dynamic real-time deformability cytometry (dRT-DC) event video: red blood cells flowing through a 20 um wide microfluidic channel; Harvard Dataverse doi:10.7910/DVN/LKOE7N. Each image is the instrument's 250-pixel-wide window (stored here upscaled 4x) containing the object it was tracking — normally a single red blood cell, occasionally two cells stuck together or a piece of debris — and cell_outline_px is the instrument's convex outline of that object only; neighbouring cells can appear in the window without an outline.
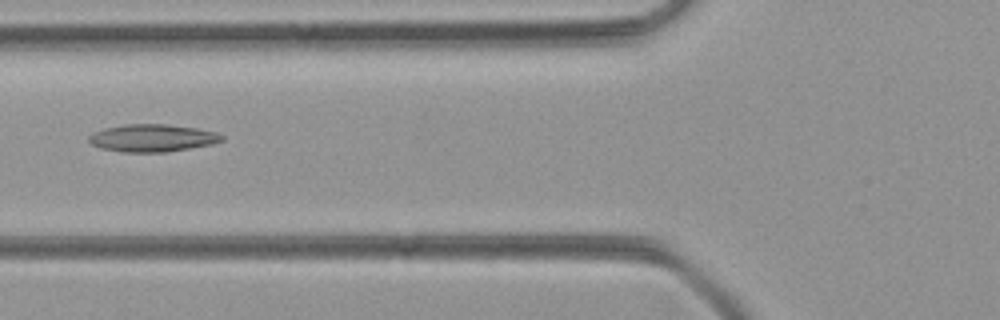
{"species": "common noctule bat (a hibernating species)", "species_latin": "Nyctalus noctula", "temperature_condition": "room temperature", "stored_images_in_passage": 38, "camera_frame_rate_fps": 3000, "um_per_image_px": 0.085, "animal": {"sex": "female", "body_mass_g": 21.9}, "frame": {"image": 1, "passage_image": 10, "time_ms": 3.0, "image_size_px": [1000, 320], "cell_outline_px": [[224, 140], [212, 144], [164, 152], [124, 152], [100, 148], [92, 144], [88, 140], [88, 136], [104, 128], [124, 124], [168, 124], [196, 128], [216, 132], [224, 136]], "centroid_in_image_um": [12.95, 11.72], "position_along_channel_um": 112.8, "area_um2": 21.21}}
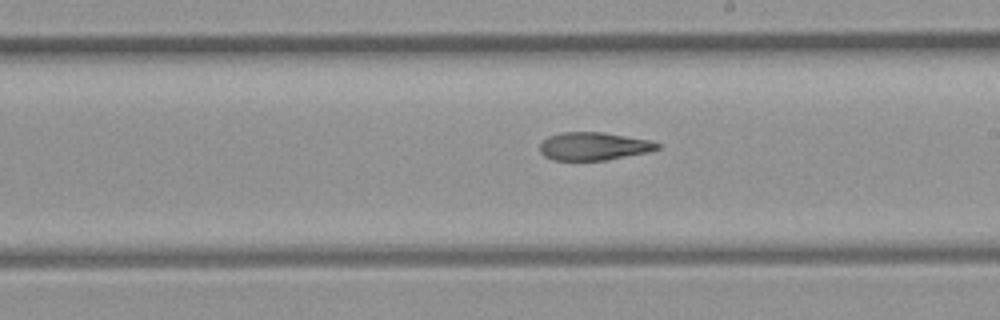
{"frame": {"image": 2, "passage_image": 19, "time_ms": 6.0, "image_size_px": [1000, 320], "cell_outline_px": [[660, 148], [648, 152], [604, 160], [552, 160], [544, 156], [540, 152], [540, 144], [548, 136], [560, 132], [604, 132], [648, 140], [660, 144]], "centroid_in_image_um": [50.43, 12.42], "position_along_channel_um": 238.6, "area_um2": 19.07}}
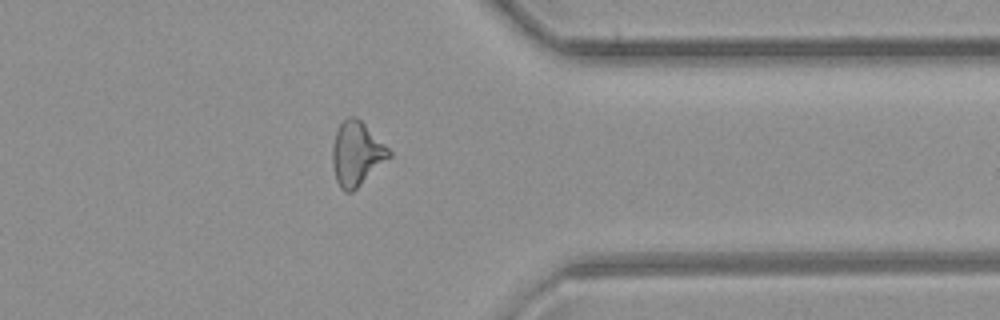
{"frame": {"image": 3, "passage_image": 30, "time_ms": 9.667, "image_size_px": [1000, 320], "cell_outline_px": [[392, 156], [352, 192], [344, 192], [340, 188], [336, 180], [332, 164], [332, 144], [336, 132], [340, 124], [348, 116], [356, 116], [392, 152]], "centroid_in_image_um": [30.3, 13.08], "position_along_channel_um": 381.1, "area_um2": 20.98}}